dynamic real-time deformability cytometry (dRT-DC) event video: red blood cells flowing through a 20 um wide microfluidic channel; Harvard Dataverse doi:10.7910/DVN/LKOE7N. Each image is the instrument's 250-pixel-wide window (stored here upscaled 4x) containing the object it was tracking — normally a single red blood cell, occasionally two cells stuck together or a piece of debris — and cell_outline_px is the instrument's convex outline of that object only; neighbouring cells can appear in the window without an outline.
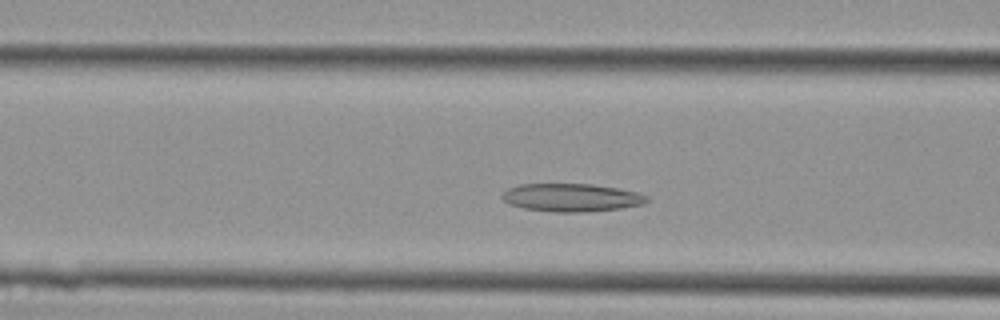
{"species": "Egyptian fruit bat (a non-hibernating species)", "species_latin": "Rousettus aegyptiacus", "temperature_condition": "cold", "stored_images_in_passage": 37, "camera_frame_rate_fps": 3000, "um_per_image_px": 0.085, "animal": {"sex": "female"}, "frame": {"image": 1, "passage_image": 10, "time_ms": 3.0, "image_size_px": [1000, 320], "cell_outline_px": [[648, 200], [644, 204], [620, 208], [584, 212], [556, 212], [524, 208], [508, 204], [500, 196], [508, 188], [520, 184], [592, 184], [616, 188], [636, 192], [648, 196]], "centroid_in_image_um": [48.55, 16.79], "position_along_channel_um": 118.0, "area_um2": 23.52}}
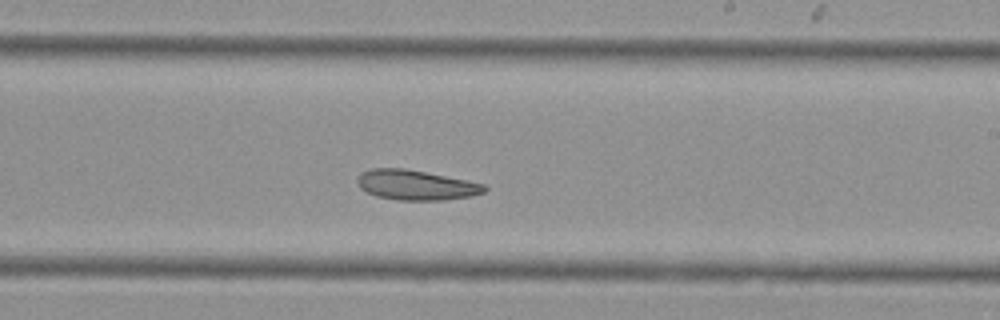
{"frame": {"image": 2, "passage_image": 19, "time_ms": 6.0, "image_size_px": [1000, 320], "cell_outline_px": [[488, 188], [484, 192], [472, 196], [444, 200], [396, 200], [376, 196], [360, 188], [356, 180], [360, 172], [372, 168], [404, 168], [468, 180], [484, 184]], "centroid_in_image_um": [35.35, 15.72], "position_along_channel_um": 253.7, "area_um2": 22.31}}
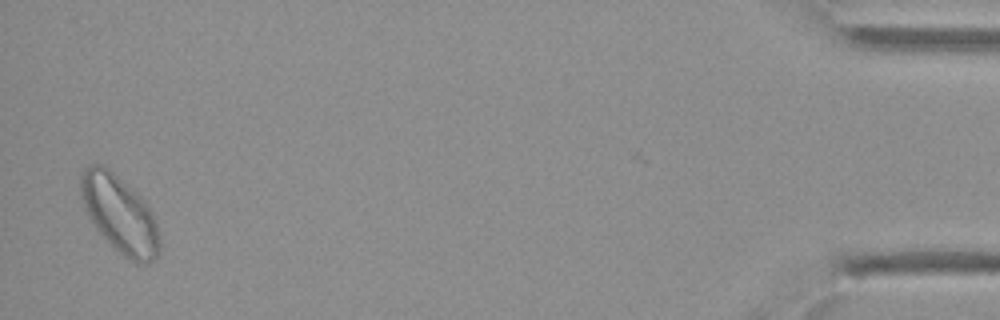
{"frame": {"image": 3, "passage_image": 36, "time_ms": 11.667, "image_size_px": [1000, 320], "cell_outline_px": [[160, 252], [148, 264], [136, 264], [124, 256], [96, 228], [88, 216], [80, 196], [80, 176], [88, 164], [100, 164], [108, 168], [140, 196], [148, 204], [156, 224], [160, 236]], "centroid_in_image_um": [10.18, 18.21], "position_along_channel_um": 425.0, "area_um2": 35.2}}